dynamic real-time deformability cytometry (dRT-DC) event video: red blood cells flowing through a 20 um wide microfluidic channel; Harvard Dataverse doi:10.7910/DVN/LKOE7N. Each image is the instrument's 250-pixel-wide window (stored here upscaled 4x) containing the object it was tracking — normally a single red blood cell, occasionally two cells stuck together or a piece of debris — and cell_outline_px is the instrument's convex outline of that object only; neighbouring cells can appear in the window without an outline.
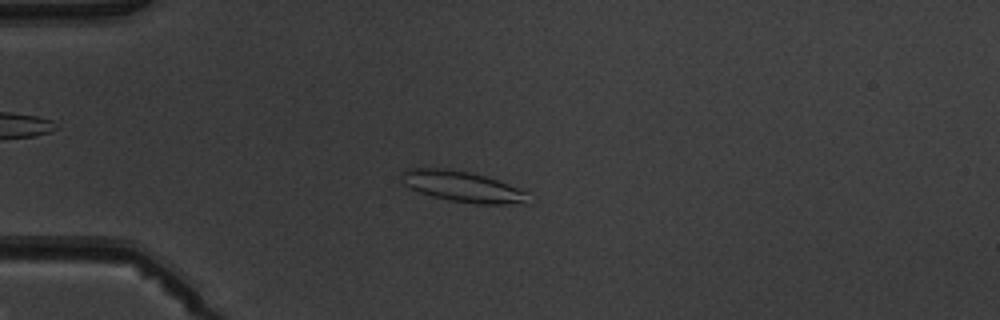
{"species": "common noctule bat (a hibernating species)", "species_latin": "Nyctalus noctula", "temperature_condition": "warm", "stored_images_in_passage": 5, "camera_frame_rate_fps": 3000, "um_per_image_px": 0.085, "animal": {"sex": "male", "body_mass_g": 19.5, "forearm_length_mm": 54.6}, "frame": {"image": 1, "passage_image": 4, "time_ms": 3.333, "image_size_px": [1000, 320], "cell_outline_px": [[532, 204], [476, 204], [448, 200], [432, 196], [420, 192], [404, 184], [400, 172], [408, 168], [444, 168], [472, 172], [508, 184], [528, 192]], "centroid_in_image_um": [39.37, 15.87], "position_along_channel_um": 45.6, "area_um2": 22.89}}